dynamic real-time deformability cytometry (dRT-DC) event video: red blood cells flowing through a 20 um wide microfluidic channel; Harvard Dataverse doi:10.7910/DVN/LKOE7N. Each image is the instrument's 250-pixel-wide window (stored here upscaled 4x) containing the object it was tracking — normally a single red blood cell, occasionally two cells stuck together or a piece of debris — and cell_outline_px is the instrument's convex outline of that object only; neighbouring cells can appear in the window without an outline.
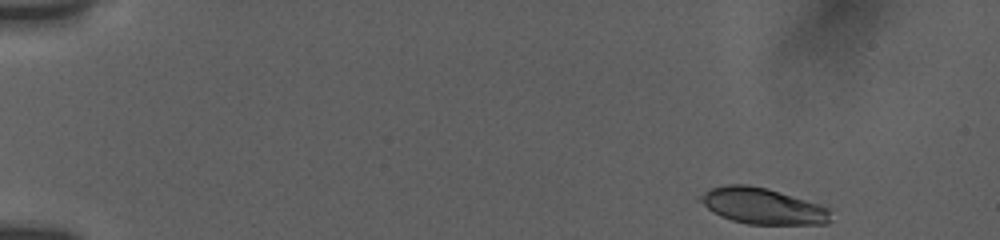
{"species": "human", "species_latin": "Homo sapiens", "temperature_condition": "room temperature", "stored_images_in_passage": 12, "camera_frame_rate_fps": 3000, "um_per_image_px": 0.085, "donor": {"sex": "female"}, "frame": {"image": 1, "passage_image": 1, "time_ms": 0.0, "image_size_px": [1000, 240], "cell_outline_px": [[832, 220], [828, 224], [748, 224], [732, 220], [720, 216], [712, 212], [696, 200], [704, 192], [712, 188], [728, 184], [748, 184], [768, 188], [820, 204], [828, 208]], "centroid_in_image_um": [64.81, 17.51], "position_along_channel_um": 20.2, "area_um2": 27.63}}
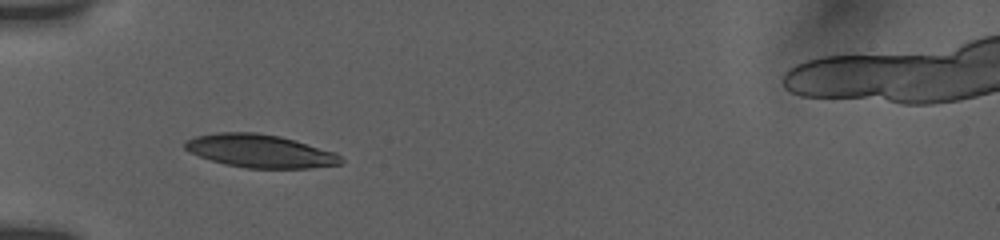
{"frame": {"image": 2, "passage_image": 10, "time_ms": 4.333, "image_size_px": [1000, 240], "cell_outline_px": [[344, 164], [308, 168], [244, 168], [224, 164], [188, 152], [184, 148], [184, 140], [196, 136], [216, 132], [256, 132], [280, 136], [336, 152], [344, 160]], "centroid_in_image_um": [22.1, 12.83], "position_along_channel_um": 62.9, "area_um2": 30.29}}
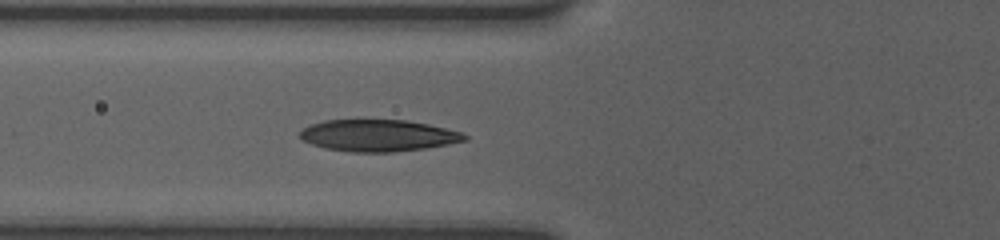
{"frame": {"image": 3, "passage_image": 12, "time_ms": 5.333, "image_size_px": [1000, 240], "cell_outline_px": [[468, 140], [428, 148], [392, 152], [348, 152], [324, 148], [300, 140], [300, 132], [304, 128], [312, 124], [324, 120], [408, 120], [428, 124], [460, 132], [468, 136]], "centroid_in_image_um": [32.14, 11.52], "position_along_channel_um": 93.7, "area_um2": 30.52}}